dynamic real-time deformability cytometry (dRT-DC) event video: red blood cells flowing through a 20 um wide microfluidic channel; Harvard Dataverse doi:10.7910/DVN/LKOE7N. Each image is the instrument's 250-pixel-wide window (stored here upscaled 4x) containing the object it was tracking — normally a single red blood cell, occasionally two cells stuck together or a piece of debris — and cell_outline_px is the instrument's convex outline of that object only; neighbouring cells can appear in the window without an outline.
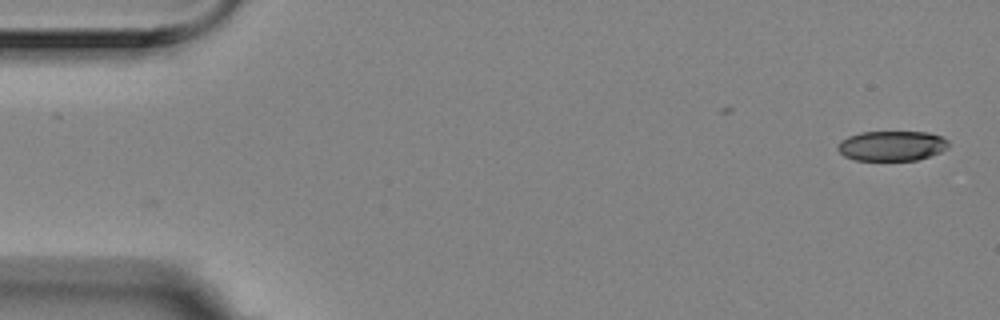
{"species": "Egyptian fruit bat (a non-hibernating species)", "species_latin": "Rousettus aegyptiacus", "temperature_condition": "room temperature", "stored_images_in_passage": 4, "camera_frame_rate_fps": 3000, "um_per_image_px": 0.085, "animal": {"sex": "female"}, "frame": {"image": 1, "passage_image": 1, "time_ms": 0.0, "image_size_px": [1000, 320], "cell_outline_px": [[948, 148], [940, 152], [916, 160], [856, 160], [844, 156], [836, 148], [836, 144], [840, 140], [848, 136], [860, 132], [928, 132], [940, 136], [948, 140]], "centroid_in_image_um": [75.77, 12.39], "position_along_channel_um": 9.2, "area_um2": 19.42}}